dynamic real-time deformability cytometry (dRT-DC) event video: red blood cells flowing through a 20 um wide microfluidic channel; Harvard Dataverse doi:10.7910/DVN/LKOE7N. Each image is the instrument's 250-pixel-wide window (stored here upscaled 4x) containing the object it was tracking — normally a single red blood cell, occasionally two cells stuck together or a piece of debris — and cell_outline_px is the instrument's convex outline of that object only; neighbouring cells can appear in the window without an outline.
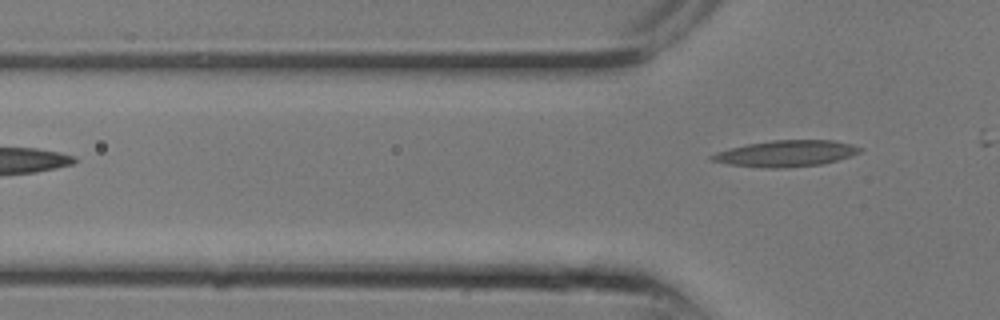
{"species": "common noctule bat (a hibernating species)", "species_latin": "Nyctalus noctula", "temperature_condition": "room temperature", "stored_images_in_passage": 7, "segment_of_instrument_passage": [2, 2], "camera_frame_rate_fps": 3000, "um_per_image_px": 0.085, "animal": {"sex": "male", "body_mass_g": 13.3}, "frame": {"image": 1, "passage_image": 7, "time_ms": 2.0, "image_size_px": [1000, 320], "cell_outline_px": [[864, 148], [860, 152], [836, 160], [820, 164], [788, 168], [760, 168], [728, 164], [708, 160], [708, 156], [716, 152], [748, 144], [772, 140], [832, 140], [852, 144]], "centroid_in_image_um": [66.77, 13.05], "position_along_channel_um": 59.0, "area_um2": 22.66}}